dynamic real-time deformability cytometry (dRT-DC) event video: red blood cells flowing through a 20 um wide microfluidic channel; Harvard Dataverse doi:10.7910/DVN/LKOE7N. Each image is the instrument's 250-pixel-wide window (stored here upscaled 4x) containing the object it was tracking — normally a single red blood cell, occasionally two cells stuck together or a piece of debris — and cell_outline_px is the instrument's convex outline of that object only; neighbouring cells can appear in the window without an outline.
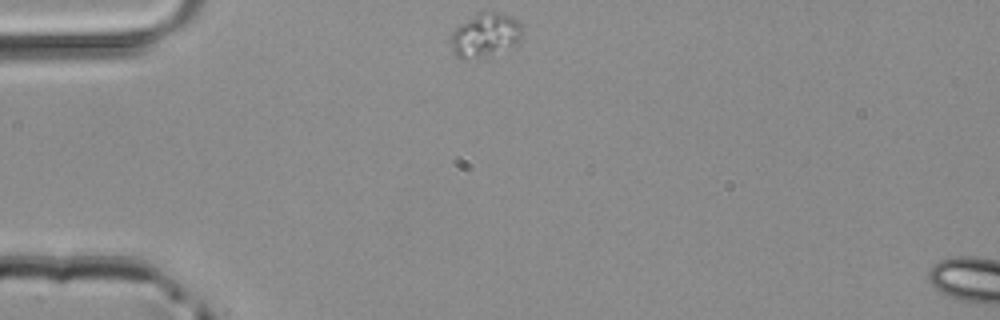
{"species": "common noctule bat (a hibernating species)", "species_latin": "Nyctalus noctula", "temperature_condition": "room temperature", "stored_images_in_passage": 38, "camera_frame_rate_fps": 3000, "um_per_image_px": 0.085, "animal": {"sex": "male", "body_mass_g": 20.4}, "frame": {"image": 1, "passage_image": 1, "time_ms": 0.0, "image_size_px": [1000, 320], "cell_outline_px": [[520, 40], [512, 48], [464, 60], [460, 60], [452, 52], [452, 32], [460, 24], [480, 12], [500, 12], [512, 16], [520, 24]], "centroid_in_image_um": [41.24, 2.98], "position_along_channel_um": 43.8, "area_um2": 17.92}}